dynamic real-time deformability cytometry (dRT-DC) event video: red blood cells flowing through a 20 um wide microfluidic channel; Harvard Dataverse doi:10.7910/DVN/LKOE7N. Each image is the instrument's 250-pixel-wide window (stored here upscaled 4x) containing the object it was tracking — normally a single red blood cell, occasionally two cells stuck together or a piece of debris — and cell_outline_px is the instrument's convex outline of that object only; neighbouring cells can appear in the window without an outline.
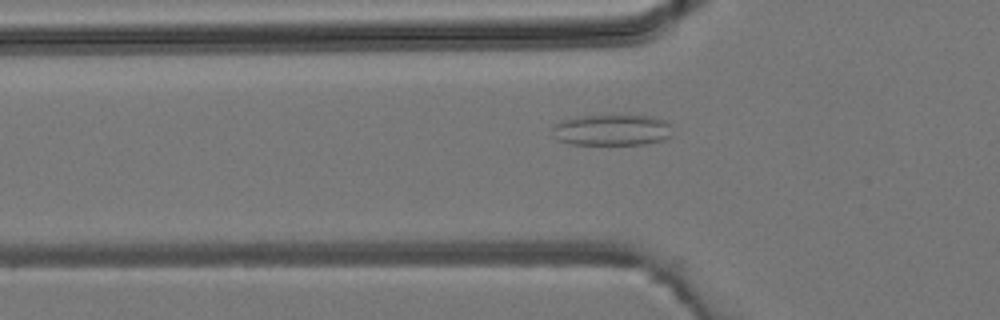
{"species": "common noctule bat (a hibernating species)", "species_latin": "Nyctalus noctula", "temperature_condition": "room temperature", "stored_images_in_passage": 45, "camera_frame_rate_fps": 3000, "um_per_image_px": 0.085, "animal": {"sex": "male", "body_mass_g": 19.2, "forearm_length_mm": 51.8}, "frame": {"image": 1, "passage_image": 15, "time_ms": 4.667, "image_size_px": [1000, 320], "cell_outline_px": [[672, 136], [664, 140], [644, 144], [572, 144], [556, 140], [552, 128], [556, 124], [564, 120], [580, 116], [652, 116], [664, 120], [668, 124]], "centroid_in_image_um": [52.02, 11.06], "position_along_channel_um": 73.8, "area_um2": 21.5}}
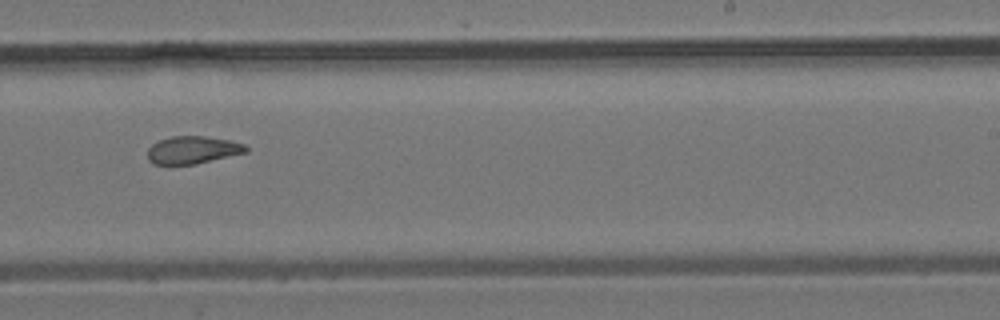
{"frame": {"image": 2, "passage_image": 28, "time_ms": 9.0, "image_size_px": [1000, 320], "cell_outline_px": [[248, 152], [196, 164], [168, 168], [152, 164], [148, 160], [148, 148], [152, 144], [160, 140], [172, 136], [204, 136], [232, 140], [244, 144], [248, 148]], "centroid_in_image_um": [16.33, 12.79], "position_along_channel_um": 272.7, "area_um2": 16.53}}
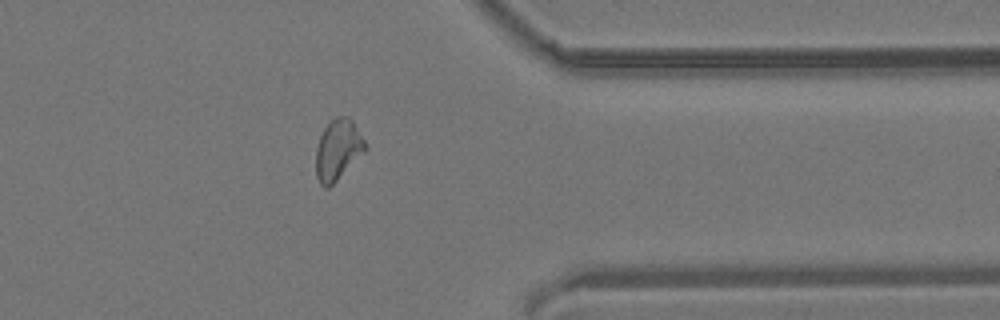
{"frame": {"image": 3, "passage_image": 36, "time_ms": 11.667, "image_size_px": [1000, 320], "cell_outline_px": [[368, 148], [328, 188], [324, 188], [320, 184], [316, 176], [316, 148], [320, 136], [324, 128], [336, 116], [348, 116], [352, 120], [364, 140]], "centroid_in_image_um": [28.71, 12.72], "position_along_channel_um": 382.7, "area_um2": 17.17}}